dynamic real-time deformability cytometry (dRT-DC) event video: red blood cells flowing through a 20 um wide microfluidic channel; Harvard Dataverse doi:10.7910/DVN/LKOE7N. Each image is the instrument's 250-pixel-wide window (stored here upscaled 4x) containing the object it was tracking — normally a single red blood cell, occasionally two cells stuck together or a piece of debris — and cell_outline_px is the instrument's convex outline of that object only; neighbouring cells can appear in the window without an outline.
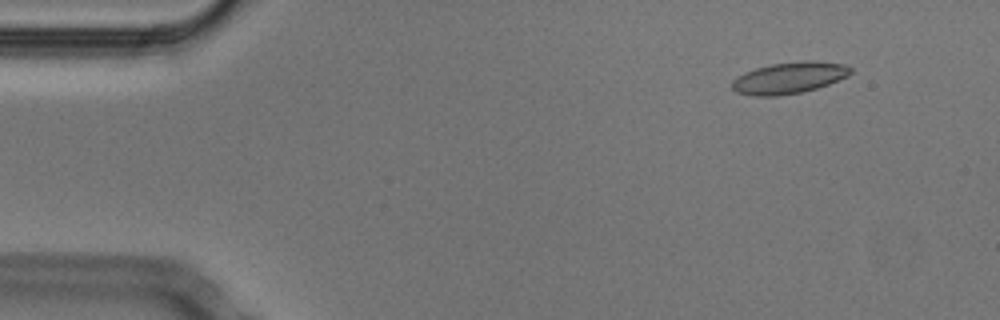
{"species": "Egyptian fruit bat (a non-hibernating species)", "species_latin": "Rousettus aegyptiacus", "temperature_condition": "cold", "stored_images_in_passage": 52, "camera_frame_rate_fps": 3000, "um_per_image_px": 0.085, "animal": {"sex": "male"}, "frame": {"image": 1, "passage_image": 5, "time_ms": 1.333, "image_size_px": [1000, 320], "cell_outline_px": [[852, 72], [848, 76], [828, 84], [816, 88], [800, 92], [776, 96], [752, 96], [736, 92], [732, 88], [732, 80], [736, 76], [744, 72], [756, 68], [772, 64], [804, 60], [812, 60], [844, 64], [852, 68]], "centroid_in_image_um": [67.06, 6.61], "position_along_channel_um": 17.9, "area_um2": 21.79}}
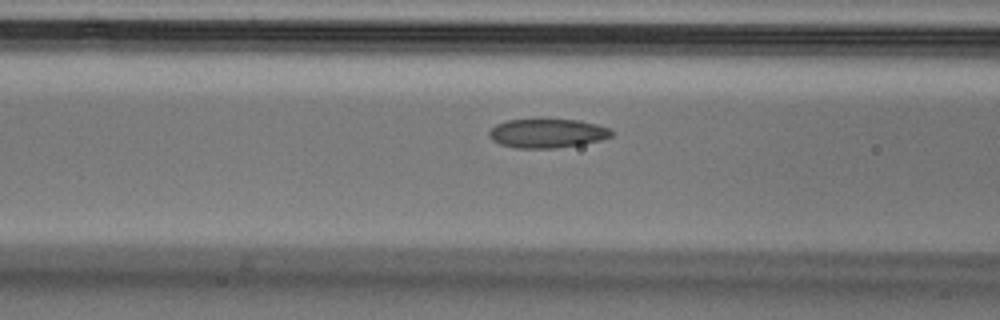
{"frame": {"image": 2, "passage_image": 20, "time_ms": 6.333, "image_size_px": [1000, 320], "cell_outline_px": [[612, 136], [600, 140], [580, 144], [556, 148], [516, 148], [500, 144], [492, 140], [488, 136], [488, 132], [496, 124], [508, 120], [540, 116], [580, 120], [596, 124], [608, 128], [612, 132]], "centroid_in_image_um": [46.47, 11.28], "position_along_channel_um": 120.1, "area_um2": 21.5}}
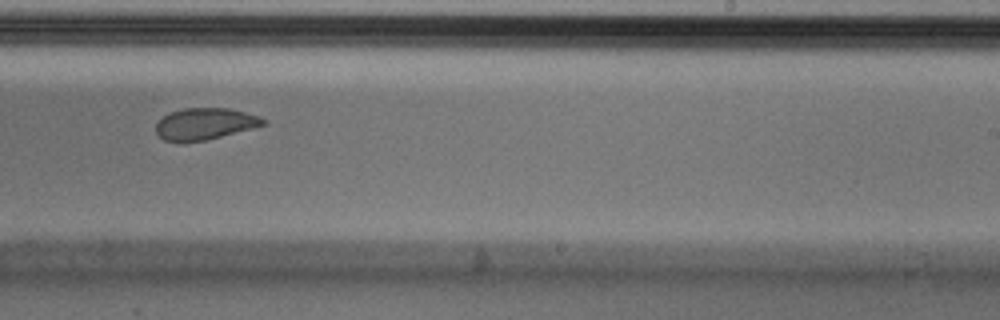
{"frame": {"image": 3, "passage_image": 32, "time_ms": 10.333, "image_size_px": [1000, 320], "cell_outline_px": [[268, 124], [204, 140], [164, 140], [156, 132], [156, 120], [172, 112], [184, 108], [228, 108], [244, 112], [268, 120]], "centroid_in_image_um": [17.43, 10.5], "position_along_channel_um": 271.6, "area_um2": 19.25}, "authors_computed_cell_mechanics": {"area_um2": 21.3571, "velocity_mm_per_s": 3.7871, "shape_relaxation_time_tau1_ms": 6.3904, "shape_relaxation_time_tau2_ms": 1.6802, "deformation_change_tau1": 0.1319, "deformation_change_tau2": 0.0478}}